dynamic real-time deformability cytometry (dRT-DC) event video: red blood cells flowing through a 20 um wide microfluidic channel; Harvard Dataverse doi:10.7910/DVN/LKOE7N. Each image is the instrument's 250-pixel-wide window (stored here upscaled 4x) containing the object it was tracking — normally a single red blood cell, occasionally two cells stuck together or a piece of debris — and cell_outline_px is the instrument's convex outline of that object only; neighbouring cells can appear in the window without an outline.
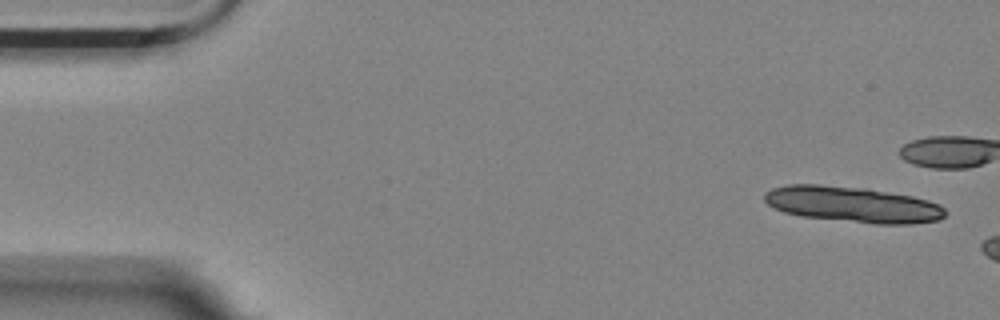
{"species": "Egyptian fruit bat (a non-hibernating species)", "species_latin": "Rousettus aegyptiacus", "temperature_condition": "room temperature", "stored_images_in_passage": 3, "camera_frame_rate_fps": 3000, "um_per_image_px": 0.085, "animal": {"sex": "female"}, "frame": {"image": 1, "passage_image": 1, "time_ms": 0.0, "image_size_px": [1000, 320], "cell_outline_px": [[948, 212], [940, 220], [912, 224], [876, 224], [800, 216], [784, 212], [768, 204], [764, 200], [764, 192], [772, 188], [788, 184], [820, 184], [868, 188], [912, 196], [928, 200], [940, 204]], "centroid_in_image_um": [72.5, 17.37], "position_along_channel_um": 12.5, "area_um2": 38.09}}